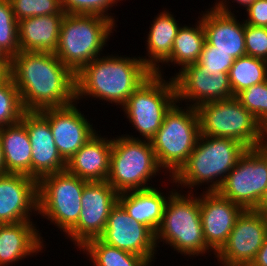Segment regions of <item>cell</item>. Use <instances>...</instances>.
<instances>
[{"mask_svg":"<svg viewBox=\"0 0 267 266\" xmlns=\"http://www.w3.org/2000/svg\"><path fill=\"white\" fill-rule=\"evenodd\" d=\"M87 182L66 170L43 176L37 181V215L67 234L79 220L82 192Z\"/></svg>","mask_w":267,"mask_h":266,"instance_id":"10","label":"cell"},{"mask_svg":"<svg viewBox=\"0 0 267 266\" xmlns=\"http://www.w3.org/2000/svg\"><path fill=\"white\" fill-rule=\"evenodd\" d=\"M217 1V0H216ZM230 0H218L217 2H215V4L213 3V7L218 10V11H222V12H225V13H229V14H232V10H231V7L232 5H229ZM237 4L243 7H245V10L255 1V0H234Z\"/></svg>","mask_w":267,"mask_h":266,"instance_id":"38","label":"cell"},{"mask_svg":"<svg viewBox=\"0 0 267 266\" xmlns=\"http://www.w3.org/2000/svg\"><path fill=\"white\" fill-rule=\"evenodd\" d=\"M263 147L267 150V127H262Z\"/></svg>","mask_w":267,"mask_h":266,"instance_id":"43","label":"cell"},{"mask_svg":"<svg viewBox=\"0 0 267 266\" xmlns=\"http://www.w3.org/2000/svg\"><path fill=\"white\" fill-rule=\"evenodd\" d=\"M171 78L175 84L177 102L180 104L185 100L187 106L196 108L203 103L234 97L228 73L201 70L196 64H191Z\"/></svg>","mask_w":267,"mask_h":266,"instance_id":"14","label":"cell"},{"mask_svg":"<svg viewBox=\"0 0 267 266\" xmlns=\"http://www.w3.org/2000/svg\"><path fill=\"white\" fill-rule=\"evenodd\" d=\"M169 10H163L154 17L147 34L146 56H139L143 63L155 74L163 75L161 66L170 57L174 39L180 25ZM178 22V23H177ZM148 56V57H147Z\"/></svg>","mask_w":267,"mask_h":266,"instance_id":"25","label":"cell"},{"mask_svg":"<svg viewBox=\"0 0 267 266\" xmlns=\"http://www.w3.org/2000/svg\"><path fill=\"white\" fill-rule=\"evenodd\" d=\"M17 21L34 16L66 14L60 0H10Z\"/></svg>","mask_w":267,"mask_h":266,"instance_id":"32","label":"cell"},{"mask_svg":"<svg viewBox=\"0 0 267 266\" xmlns=\"http://www.w3.org/2000/svg\"><path fill=\"white\" fill-rule=\"evenodd\" d=\"M118 194L107 181L87 182L82 192L79 220L64 236L71 238L78 248L90 239L99 238L106 228L111 209L118 203Z\"/></svg>","mask_w":267,"mask_h":266,"instance_id":"12","label":"cell"},{"mask_svg":"<svg viewBox=\"0 0 267 266\" xmlns=\"http://www.w3.org/2000/svg\"><path fill=\"white\" fill-rule=\"evenodd\" d=\"M235 58L229 53L215 50L206 40L196 65L201 70H218L221 73H229Z\"/></svg>","mask_w":267,"mask_h":266,"instance_id":"35","label":"cell"},{"mask_svg":"<svg viewBox=\"0 0 267 266\" xmlns=\"http://www.w3.org/2000/svg\"><path fill=\"white\" fill-rule=\"evenodd\" d=\"M249 266H267V236L253 262Z\"/></svg>","mask_w":267,"mask_h":266,"instance_id":"39","label":"cell"},{"mask_svg":"<svg viewBox=\"0 0 267 266\" xmlns=\"http://www.w3.org/2000/svg\"><path fill=\"white\" fill-rule=\"evenodd\" d=\"M200 217L206 245L215 255L227 242L242 206L222 197L217 191H203L199 195Z\"/></svg>","mask_w":267,"mask_h":266,"instance_id":"17","label":"cell"},{"mask_svg":"<svg viewBox=\"0 0 267 266\" xmlns=\"http://www.w3.org/2000/svg\"><path fill=\"white\" fill-rule=\"evenodd\" d=\"M112 138L98 132L67 162L66 171L88 181H107L109 175Z\"/></svg>","mask_w":267,"mask_h":266,"instance_id":"22","label":"cell"},{"mask_svg":"<svg viewBox=\"0 0 267 266\" xmlns=\"http://www.w3.org/2000/svg\"><path fill=\"white\" fill-rule=\"evenodd\" d=\"M24 112L19 91L10 78L0 85V128L20 122Z\"/></svg>","mask_w":267,"mask_h":266,"instance_id":"31","label":"cell"},{"mask_svg":"<svg viewBox=\"0 0 267 266\" xmlns=\"http://www.w3.org/2000/svg\"><path fill=\"white\" fill-rule=\"evenodd\" d=\"M77 103L39 111L49 121L55 145L66 162L97 133Z\"/></svg>","mask_w":267,"mask_h":266,"instance_id":"16","label":"cell"},{"mask_svg":"<svg viewBox=\"0 0 267 266\" xmlns=\"http://www.w3.org/2000/svg\"><path fill=\"white\" fill-rule=\"evenodd\" d=\"M115 27L103 16L66 13L54 54L76 74L84 65L102 56Z\"/></svg>","mask_w":267,"mask_h":266,"instance_id":"5","label":"cell"},{"mask_svg":"<svg viewBox=\"0 0 267 266\" xmlns=\"http://www.w3.org/2000/svg\"><path fill=\"white\" fill-rule=\"evenodd\" d=\"M246 55L267 61V27L245 24Z\"/></svg>","mask_w":267,"mask_h":266,"instance_id":"36","label":"cell"},{"mask_svg":"<svg viewBox=\"0 0 267 266\" xmlns=\"http://www.w3.org/2000/svg\"><path fill=\"white\" fill-rule=\"evenodd\" d=\"M37 212V180L24 174L6 173L1 175L0 222L13 224L31 221L30 216L33 213L36 216Z\"/></svg>","mask_w":267,"mask_h":266,"instance_id":"19","label":"cell"},{"mask_svg":"<svg viewBox=\"0 0 267 266\" xmlns=\"http://www.w3.org/2000/svg\"><path fill=\"white\" fill-rule=\"evenodd\" d=\"M176 102L173 79L165 80L163 76L152 73L121 107L133 129L142 137L123 135L130 139L150 141L160 129L166 113Z\"/></svg>","mask_w":267,"mask_h":266,"instance_id":"8","label":"cell"},{"mask_svg":"<svg viewBox=\"0 0 267 266\" xmlns=\"http://www.w3.org/2000/svg\"><path fill=\"white\" fill-rule=\"evenodd\" d=\"M10 78V61H0V85L7 82Z\"/></svg>","mask_w":267,"mask_h":266,"instance_id":"40","label":"cell"},{"mask_svg":"<svg viewBox=\"0 0 267 266\" xmlns=\"http://www.w3.org/2000/svg\"><path fill=\"white\" fill-rule=\"evenodd\" d=\"M228 74L233 95L236 97L250 86L267 80V61L245 55L235 59Z\"/></svg>","mask_w":267,"mask_h":266,"instance_id":"29","label":"cell"},{"mask_svg":"<svg viewBox=\"0 0 267 266\" xmlns=\"http://www.w3.org/2000/svg\"><path fill=\"white\" fill-rule=\"evenodd\" d=\"M21 122L32 147L31 177L38 181L48 174L65 171L66 161L55 145L49 121L39 111H25Z\"/></svg>","mask_w":267,"mask_h":266,"instance_id":"18","label":"cell"},{"mask_svg":"<svg viewBox=\"0 0 267 266\" xmlns=\"http://www.w3.org/2000/svg\"><path fill=\"white\" fill-rule=\"evenodd\" d=\"M82 249V250H80ZM80 252L91 260L93 266H152L147 258L132 254L103 242L100 238L88 240Z\"/></svg>","mask_w":267,"mask_h":266,"instance_id":"28","label":"cell"},{"mask_svg":"<svg viewBox=\"0 0 267 266\" xmlns=\"http://www.w3.org/2000/svg\"><path fill=\"white\" fill-rule=\"evenodd\" d=\"M205 40L215 50L229 53L237 59L246 55L245 23L237 20V16L216 10L214 7L201 11Z\"/></svg>","mask_w":267,"mask_h":266,"instance_id":"20","label":"cell"},{"mask_svg":"<svg viewBox=\"0 0 267 266\" xmlns=\"http://www.w3.org/2000/svg\"><path fill=\"white\" fill-rule=\"evenodd\" d=\"M267 189V150L262 146L247 149L227 174L217 192L224 198L255 209Z\"/></svg>","mask_w":267,"mask_h":266,"instance_id":"11","label":"cell"},{"mask_svg":"<svg viewBox=\"0 0 267 266\" xmlns=\"http://www.w3.org/2000/svg\"><path fill=\"white\" fill-rule=\"evenodd\" d=\"M119 1L122 0H60V3L62 10L67 14L99 15L116 25L113 14L108 13V10L111 11Z\"/></svg>","mask_w":267,"mask_h":266,"instance_id":"34","label":"cell"},{"mask_svg":"<svg viewBox=\"0 0 267 266\" xmlns=\"http://www.w3.org/2000/svg\"><path fill=\"white\" fill-rule=\"evenodd\" d=\"M180 191L176 190L168 199L155 234L156 247L163 242V246L165 243L187 258L213 253L203 235L199 196H194V192L184 194Z\"/></svg>","mask_w":267,"mask_h":266,"instance_id":"4","label":"cell"},{"mask_svg":"<svg viewBox=\"0 0 267 266\" xmlns=\"http://www.w3.org/2000/svg\"><path fill=\"white\" fill-rule=\"evenodd\" d=\"M104 55L84 65L76 74V101L90 97L122 107L153 73L140 57Z\"/></svg>","mask_w":267,"mask_h":266,"instance_id":"2","label":"cell"},{"mask_svg":"<svg viewBox=\"0 0 267 266\" xmlns=\"http://www.w3.org/2000/svg\"><path fill=\"white\" fill-rule=\"evenodd\" d=\"M0 61H10V58L0 49Z\"/></svg>","mask_w":267,"mask_h":266,"instance_id":"44","label":"cell"},{"mask_svg":"<svg viewBox=\"0 0 267 266\" xmlns=\"http://www.w3.org/2000/svg\"><path fill=\"white\" fill-rule=\"evenodd\" d=\"M246 150L243 144L232 138L200 135L187 162L168 180L176 187L191 188L188 192H193L194 187L203 183L208 185L206 191H217Z\"/></svg>","mask_w":267,"mask_h":266,"instance_id":"3","label":"cell"},{"mask_svg":"<svg viewBox=\"0 0 267 266\" xmlns=\"http://www.w3.org/2000/svg\"><path fill=\"white\" fill-rule=\"evenodd\" d=\"M161 170L150 141L124 135L112 138L107 182L118 193L154 187L148 182L160 172L165 173Z\"/></svg>","mask_w":267,"mask_h":266,"instance_id":"7","label":"cell"},{"mask_svg":"<svg viewBox=\"0 0 267 266\" xmlns=\"http://www.w3.org/2000/svg\"><path fill=\"white\" fill-rule=\"evenodd\" d=\"M196 110L200 135L232 138L247 149L263 146L262 125L236 97L203 103Z\"/></svg>","mask_w":267,"mask_h":266,"instance_id":"9","label":"cell"},{"mask_svg":"<svg viewBox=\"0 0 267 266\" xmlns=\"http://www.w3.org/2000/svg\"><path fill=\"white\" fill-rule=\"evenodd\" d=\"M200 136L196 108L180 107L176 102L166 113L164 121L150 140L159 166L173 177L187 162Z\"/></svg>","mask_w":267,"mask_h":266,"instance_id":"6","label":"cell"},{"mask_svg":"<svg viewBox=\"0 0 267 266\" xmlns=\"http://www.w3.org/2000/svg\"><path fill=\"white\" fill-rule=\"evenodd\" d=\"M99 238L110 246L155 262V234L147 226L133 220L119 203L111 209L106 228Z\"/></svg>","mask_w":267,"mask_h":266,"instance_id":"15","label":"cell"},{"mask_svg":"<svg viewBox=\"0 0 267 266\" xmlns=\"http://www.w3.org/2000/svg\"><path fill=\"white\" fill-rule=\"evenodd\" d=\"M176 190L178 187L177 189L172 188L169 191L170 194H164L157 187L127 191L118 194V203L133 220L147 226L156 234L161 225L168 199Z\"/></svg>","mask_w":267,"mask_h":266,"instance_id":"23","label":"cell"},{"mask_svg":"<svg viewBox=\"0 0 267 266\" xmlns=\"http://www.w3.org/2000/svg\"><path fill=\"white\" fill-rule=\"evenodd\" d=\"M33 221L3 224L0 227V266L15 265L43 252L44 242Z\"/></svg>","mask_w":267,"mask_h":266,"instance_id":"21","label":"cell"},{"mask_svg":"<svg viewBox=\"0 0 267 266\" xmlns=\"http://www.w3.org/2000/svg\"><path fill=\"white\" fill-rule=\"evenodd\" d=\"M267 217V189L265 190L258 206L254 209Z\"/></svg>","mask_w":267,"mask_h":266,"instance_id":"41","label":"cell"},{"mask_svg":"<svg viewBox=\"0 0 267 266\" xmlns=\"http://www.w3.org/2000/svg\"><path fill=\"white\" fill-rule=\"evenodd\" d=\"M267 236V217L254 209L238 217L227 242L215 254L220 266H249Z\"/></svg>","mask_w":267,"mask_h":266,"instance_id":"13","label":"cell"},{"mask_svg":"<svg viewBox=\"0 0 267 266\" xmlns=\"http://www.w3.org/2000/svg\"><path fill=\"white\" fill-rule=\"evenodd\" d=\"M262 127H267V121L262 125Z\"/></svg>","mask_w":267,"mask_h":266,"instance_id":"45","label":"cell"},{"mask_svg":"<svg viewBox=\"0 0 267 266\" xmlns=\"http://www.w3.org/2000/svg\"><path fill=\"white\" fill-rule=\"evenodd\" d=\"M245 24L256 27H267V0H255L247 9Z\"/></svg>","mask_w":267,"mask_h":266,"instance_id":"37","label":"cell"},{"mask_svg":"<svg viewBox=\"0 0 267 266\" xmlns=\"http://www.w3.org/2000/svg\"><path fill=\"white\" fill-rule=\"evenodd\" d=\"M10 75L25 111L64 107L76 101L75 73L52 52L19 51Z\"/></svg>","mask_w":267,"mask_h":266,"instance_id":"1","label":"cell"},{"mask_svg":"<svg viewBox=\"0 0 267 266\" xmlns=\"http://www.w3.org/2000/svg\"><path fill=\"white\" fill-rule=\"evenodd\" d=\"M6 174L5 165H4V157H3V150H2V143L0 139V176Z\"/></svg>","mask_w":267,"mask_h":266,"instance_id":"42","label":"cell"},{"mask_svg":"<svg viewBox=\"0 0 267 266\" xmlns=\"http://www.w3.org/2000/svg\"><path fill=\"white\" fill-rule=\"evenodd\" d=\"M0 49L9 57L20 51L18 41V21L10 0H0Z\"/></svg>","mask_w":267,"mask_h":266,"instance_id":"30","label":"cell"},{"mask_svg":"<svg viewBox=\"0 0 267 266\" xmlns=\"http://www.w3.org/2000/svg\"><path fill=\"white\" fill-rule=\"evenodd\" d=\"M65 14L34 16L18 21L20 51L52 52L59 43L61 24Z\"/></svg>","mask_w":267,"mask_h":266,"instance_id":"24","label":"cell"},{"mask_svg":"<svg viewBox=\"0 0 267 266\" xmlns=\"http://www.w3.org/2000/svg\"><path fill=\"white\" fill-rule=\"evenodd\" d=\"M6 173L31 176L32 147L26 126L20 121L0 128Z\"/></svg>","mask_w":267,"mask_h":266,"instance_id":"26","label":"cell"},{"mask_svg":"<svg viewBox=\"0 0 267 266\" xmlns=\"http://www.w3.org/2000/svg\"><path fill=\"white\" fill-rule=\"evenodd\" d=\"M196 24L193 26L184 25L179 27L176 38L174 39L170 57L163 63L165 65L174 64L184 67L196 64L205 43V31L202 25L201 13ZM171 63V64H170Z\"/></svg>","mask_w":267,"mask_h":266,"instance_id":"27","label":"cell"},{"mask_svg":"<svg viewBox=\"0 0 267 266\" xmlns=\"http://www.w3.org/2000/svg\"><path fill=\"white\" fill-rule=\"evenodd\" d=\"M236 98L261 125L267 121V80L241 91Z\"/></svg>","mask_w":267,"mask_h":266,"instance_id":"33","label":"cell"}]
</instances>
